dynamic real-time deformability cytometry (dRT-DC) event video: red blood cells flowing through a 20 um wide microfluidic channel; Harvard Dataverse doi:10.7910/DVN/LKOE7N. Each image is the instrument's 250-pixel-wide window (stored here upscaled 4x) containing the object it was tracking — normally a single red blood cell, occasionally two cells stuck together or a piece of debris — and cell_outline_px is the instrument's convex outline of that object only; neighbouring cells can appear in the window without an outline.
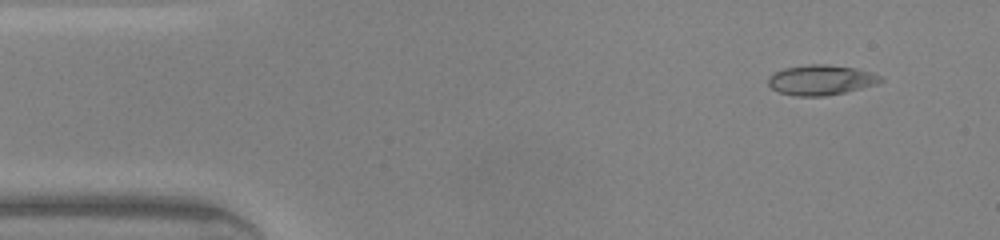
{"species": "common noctule bat (a hibernating species)", "species_latin": "Nyctalus noctula", "temperature_condition": "warm", "stored_images_in_passage": 44, "camera_frame_rate_fps": 3000, "um_per_image_px": 0.085, "animal": {"sex": "male", "body_mass_g": 20.0, "forearm_length_mm": 53.3}, "frame": {"image": 1, "passage_image": 2, "time_ms": 0.333, "image_size_px": [1000, 240], "cell_outline_px": [[884, 80], [876, 84], [844, 92], [824, 96], [796, 96], [780, 92], [772, 88], [768, 84], [768, 76], [784, 68], [808, 64], [828, 64], [856, 68], [872, 72], [884, 76]], "centroid_in_image_um": [69.81, 6.78], "position_along_channel_um": 15.2, "area_um2": 19.77}}
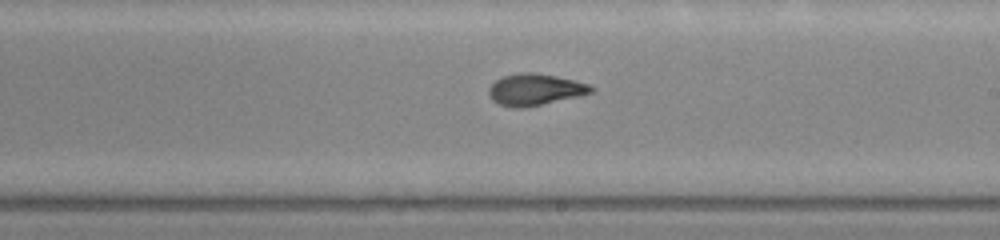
{"frame": {"image": 2, "passage_image": 24, "time_ms": 7.667, "image_size_px": [1000, 240], "cell_outline_px": [[596, 88], [592, 92], [576, 96], [540, 104], [516, 108], [500, 104], [492, 100], [488, 92], [488, 88], [496, 80], [504, 76], [520, 72], [532, 72], [556, 76], [588, 84]], "centroid_in_image_um": [45.44, 7.59], "position_along_channel_um": 243.6, "area_um2": 18.32}}
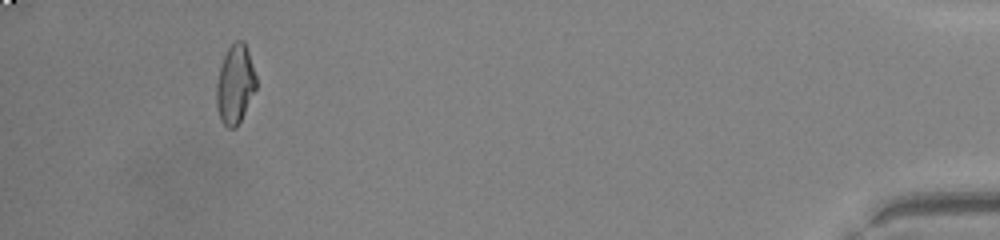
{"frame": {"image": 3, "passage_image": 41, "time_ms": 13.333, "image_size_px": [1000, 240], "cell_outline_px": [[256, 88], [236, 128], [228, 128], [220, 120], [216, 108], [216, 84], [220, 64], [228, 48], [236, 40], [244, 40], [256, 76]], "centroid_in_image_um": [19.96, 7.16], "position_along_channel_um": 415.2, "area_um2": 18.21}, "authors_computed_cell_mechanics": {"area_um2": 18.3804, "velocity_mm_per_s": 4.3525, "shape_relaxation_time_tau1_ms": 7.3935, "shape_relaxation_time_tau2_ms": 1.2152, "deformation_change_tau1": 0.2987, "deformation_change_tau2": 0.0753}}